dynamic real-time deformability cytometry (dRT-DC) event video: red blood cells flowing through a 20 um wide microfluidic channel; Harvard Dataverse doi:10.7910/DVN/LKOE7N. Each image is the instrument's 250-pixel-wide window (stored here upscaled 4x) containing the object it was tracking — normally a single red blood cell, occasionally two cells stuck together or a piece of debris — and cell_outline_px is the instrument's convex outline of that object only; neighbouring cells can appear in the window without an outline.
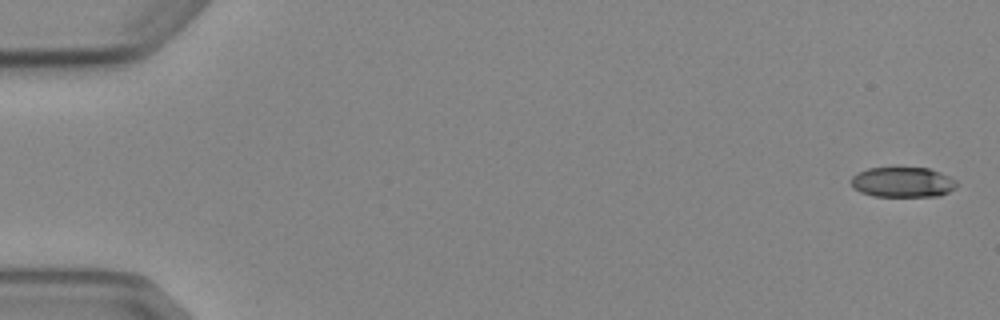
{"species": "Egyptian fruit bat (a non-hibernating species)", "species_latin": "Rousettus aegyptiacus", "temperature_condition": "cold", "stored_images_in_passage": 5, "camera_frame_rate_fps": 3000, "um_per_image_px": 0.085, "animal": {"sex": "female"}, "frame": {"image": 1, "passage_image": 1, "time_ms": 0.0, "image_size_px": [1000, 320], "cell_outline_px": [[956, 188], [940, 196], [872, 196], [860, 192], [852, 188], [852, 176], [856, 172], [868, 168], [928, 168], [940, 172], [956, 180]], "centroid_in_image_um": [76.71, 15.49], "position_along_channel_um": 8.3, "area_um2": 18.61}}
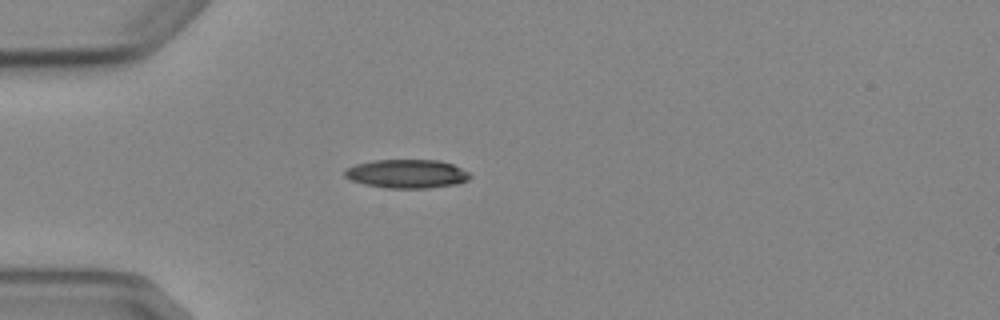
{"frame": {"image": 2, "passage_image": 5, "time_ms": 4.667, "image_size_px": [1000, 320], "cell_outline_px": [[472, 176], [468, 180], [456, 184], [428, 188], [388, 188], [364, 184], [352, 180], [344, 176], [344, 172], [348, 168], [356, 164], [372, 160], [440, 160], [452, 164], [468, 172]], "centroid_in_image_um": [34.59, 14.77], "position_along_channel_um": 50.4, "area_um2": 20.87}}